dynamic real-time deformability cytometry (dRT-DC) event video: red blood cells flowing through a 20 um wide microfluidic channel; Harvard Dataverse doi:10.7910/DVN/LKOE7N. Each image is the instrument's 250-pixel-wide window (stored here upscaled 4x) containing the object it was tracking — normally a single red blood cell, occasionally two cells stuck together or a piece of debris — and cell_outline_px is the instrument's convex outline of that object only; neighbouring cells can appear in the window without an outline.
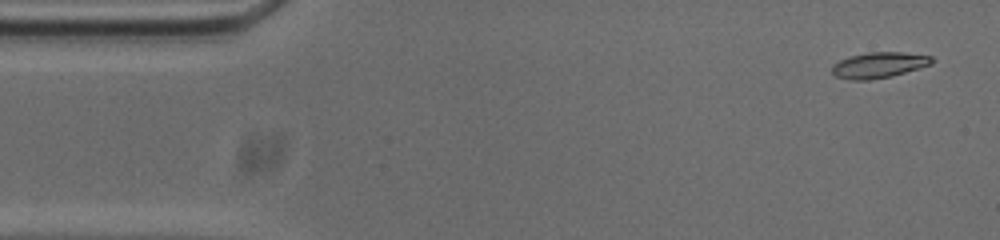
{"species": "common noctule bat (a hibernating species)", "species_latin": "Nyctalus noctula", "temperature_condition": "cold", "stored_images_in_passage": 12, "camera_frame_rate_fps": 3000, "um_per_image_px": 0.085, "animal": {"sex": "male", "body_mass_g": 20.0, "forearm_length_mm": 53.3}, "frame": {"image": 1, "passage_image": 3, "time_ms": 0.667, "image_size_px": [1000, 240], "cell_outline_px": [[936, 60], [932, 64], [920, 68], [892, 76], [868, 80], [852, 80], [836, 76], [832, 72], [832, 64], [848, 56], [868, 52], [904, 52], [932, 56]], "centroid_in_image_um": [74.74, 5.52], "position_along_channel_um": 10.3, "area_um2": 15.14}}